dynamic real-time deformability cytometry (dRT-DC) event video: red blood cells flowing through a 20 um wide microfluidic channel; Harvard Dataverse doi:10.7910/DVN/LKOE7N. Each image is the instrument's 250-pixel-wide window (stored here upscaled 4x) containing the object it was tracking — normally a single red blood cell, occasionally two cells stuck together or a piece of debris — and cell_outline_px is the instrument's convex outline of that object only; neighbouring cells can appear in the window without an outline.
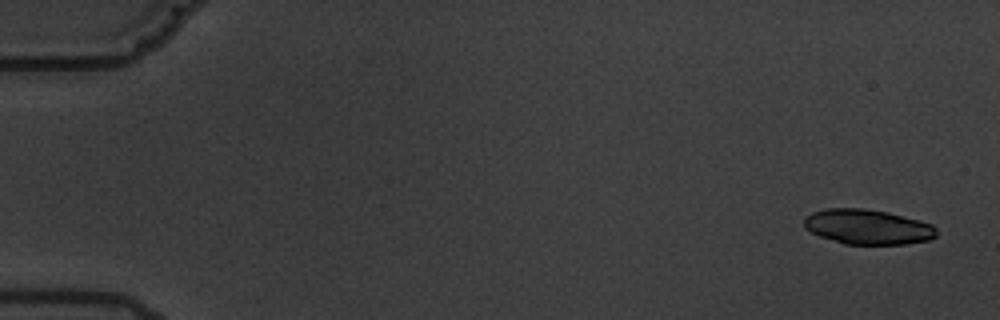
{"species": "common noctule bat (a hibernating species)", "species_latin": "Nyctalus noctula", "temperature_condition": "warm", "stored_images_in_passage": 6, "camera_frame_rate_fps": 3000, "um_per_image_px": 0.085, "animal": {"sex": "male", "body_mass_g": 19.5, "forearm_length_mm": 54.6}, "frame": {"image": 1, "passage_image": 1, "time_ms": 0.0, "image_size_px": [1000, 320], "cell_outline_px": [[936, 236], [928, 240], [904, 244], [844, 244], [820, 236], [804, 228], [804, 220], [812, 212], [828, 208], [864, 208], [888, 212], [932, 224], [936, 228]], "centroid_in_image_um": [73.74, 19.28], "position_along_channel_um": 11.3, "area_um2": 26.82}}
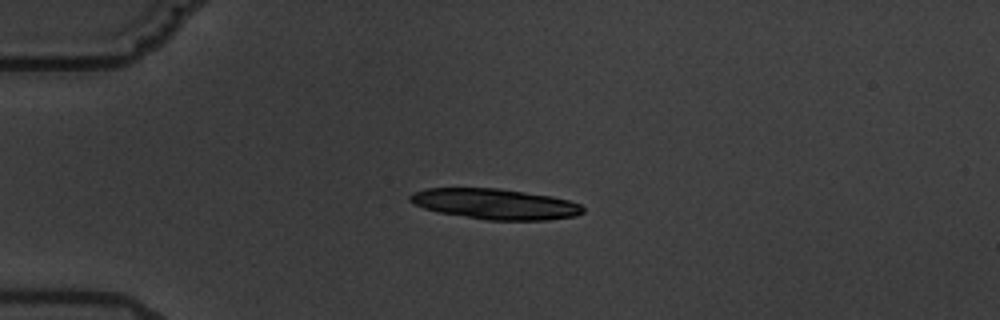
{"frame": {"image": 2, "passage_image": 4, "time_ms": 4.333, "image_size_px": [1000, 320], "cell_outline_px": [[584, 212], [576, 216], [548, 220], [488, 220], [436, 212], [412, 204], [408, 200], [408, 196], [412, 192], [424, 188], [500, 188], [552, 196], [568, 200], [580, 204], [584, 208]], "centroid_in_image_um": [42.05, 17.33], "position_along_channel_um": 42.9, "area_um2": 31.1}}